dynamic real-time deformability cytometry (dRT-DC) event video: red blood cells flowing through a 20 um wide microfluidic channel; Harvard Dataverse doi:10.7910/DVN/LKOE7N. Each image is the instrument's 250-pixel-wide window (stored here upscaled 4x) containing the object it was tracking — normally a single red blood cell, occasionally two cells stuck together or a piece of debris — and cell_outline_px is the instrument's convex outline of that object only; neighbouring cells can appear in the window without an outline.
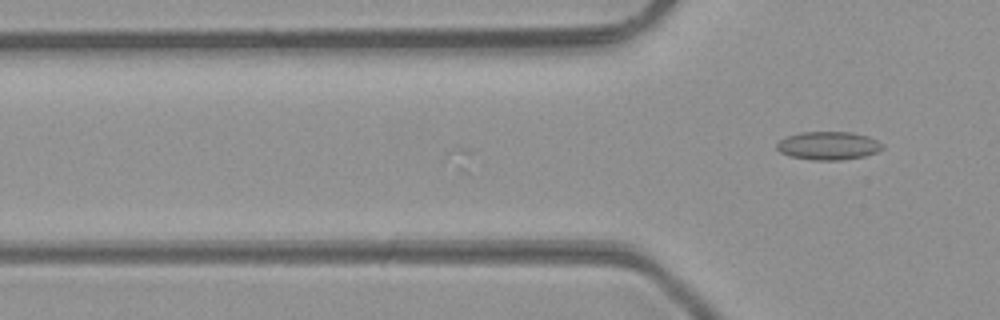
{"species": "common noctule bat (a hibernating species)", "species_latin": "Nyctalus noctula", "temperature_condition": "room temperature", "stored_images_in_passage": 4, "camera_frame_rate_fps": 3000, "um_per_image_px": 0.085, "animal": {"sex": "male", "body_mass_g": 23.1, "forearm_length_mm": 52.7}, "frame": {"image": 1, "passage_image": 4, "time_ms": 1.0, "image_size_px": [1000, 320], "cell_outline_px": [[884, 148], [876, 152], [864, 156], [840, 160], [812, 160], [792, 156], [780, 152], [776, 148], [776, 144], [780, 140], [788, 136], [800, 132], [852, 132], [868, 136], [876, 140]], "centroid_in_image_um": [70.4, 12.38], "position_along_channel_um": 55.4, "area_um2": 17.22}}